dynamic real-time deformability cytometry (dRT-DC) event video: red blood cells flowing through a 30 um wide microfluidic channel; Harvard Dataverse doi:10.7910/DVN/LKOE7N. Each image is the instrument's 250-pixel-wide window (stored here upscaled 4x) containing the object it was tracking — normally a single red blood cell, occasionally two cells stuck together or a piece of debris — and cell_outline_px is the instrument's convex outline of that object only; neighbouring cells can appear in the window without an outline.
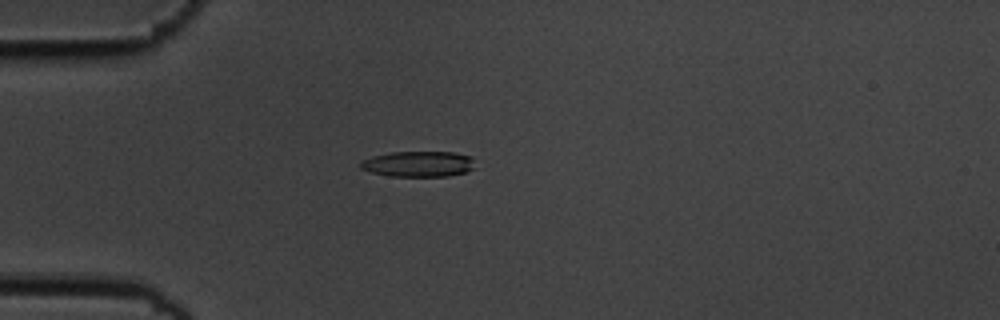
{"species": "common noctule bat (a hibernating species)", "species_latin": "Nyctalus noctula", "temperature_condition": "cold", "stored_images_in_passage": 4, "camera_frame_rate_fps": 3000, "um_per_image_px": 0.085, "animal": {"sex": "male", "body_mass_g": 19.5, "forearm_length_mm": 54.6}, "frame": {"image": 1, "passage_image": 4, "time_ms": 1.0, "image_size_px": [1000, 320], "cell_outline_px": [[472, 168], [468, 172], [448, 176], [392, 176], [372, 172], [360, 168], [360, 160], [372, 156], [392, 152], [456, 152], [472, 156]], "centroid_in_image_um": [35.56, 13.93], "position_along_channel_um": 49.4, "area_um2": 17.11}}